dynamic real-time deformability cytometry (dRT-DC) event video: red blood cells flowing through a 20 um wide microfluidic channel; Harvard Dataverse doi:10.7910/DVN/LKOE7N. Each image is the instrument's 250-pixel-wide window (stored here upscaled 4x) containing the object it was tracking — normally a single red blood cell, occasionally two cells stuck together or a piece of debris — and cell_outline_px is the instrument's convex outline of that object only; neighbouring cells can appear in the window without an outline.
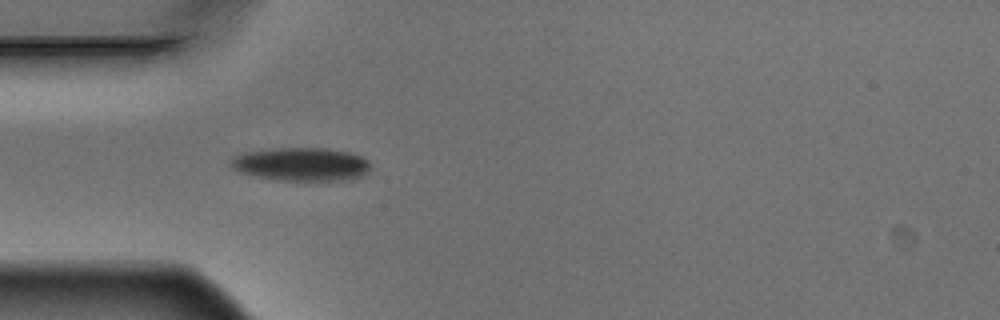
{"species": "Egyptian fruit bat (a non-hibernating species)", "species_latin": "Rousettus aegyptiacus", "temperature_condition": "warm", "stored_images_in_passage": 4, "camera_frame_rate_fps": 3000, "um_per_image_px": 0.085, "animal": {"sex": "male"}, "frame": {"image": 1, "passage_image": 4, "time_ms": 1.0, "image_size_px": [1000, 320], "cell_outline_px": [[372, 164], [368, 172], [364, 176], [352, 180], [280, 180], [256, 176], [240, 172], [232, 168], [228, 164], [232, 156], [244, 152], [272, 148], [324, 148], [348, 152], [360, 156], [368, 160]], "centroid_in_image_um": [25.61, 13.96], "position_along_channel_um": 59.4, "area_um2": 27.46}}